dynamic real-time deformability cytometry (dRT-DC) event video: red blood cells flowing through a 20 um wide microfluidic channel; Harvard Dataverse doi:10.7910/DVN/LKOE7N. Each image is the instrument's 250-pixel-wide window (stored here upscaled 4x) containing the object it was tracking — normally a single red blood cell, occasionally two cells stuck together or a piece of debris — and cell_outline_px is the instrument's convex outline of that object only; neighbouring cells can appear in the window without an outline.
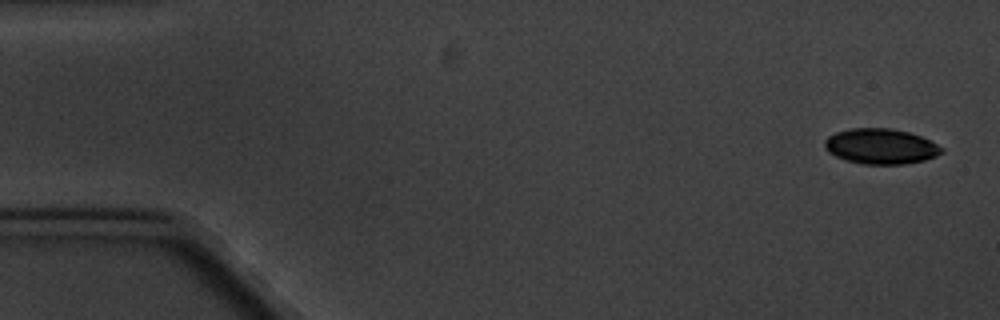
{"species": "common noctule bat (a hibernating species)", "species_latin": "Nyctalus noctula", "temperature_condition": "cold", "stored_images_in_passage": 6, "camera_frame_rate_fps": 3000, "um_per_image_px": 0.085, "animal": {"sex": "male", "body_mass_g": 20.1, "forearm_length_mm": 53.5}, "frame": {"image": 1, "passage_image": 1, "time_ms": 0.0, "image_size_px": [1000, 320], "cell_outline_px": [[944, 152], [936, 156], [924, 160], [904, 164], [864, 164], [844, 160], [828, 152], [824, 148], [824, 140], [828, 136], [836, 132], [852, 128], [892, 128], [908, 132], [932, 140], [944, 148]], "centroid_in_image_um": [74.88, 12.44], "position_along_channel_um": 10.1, "area_um2": 24.33}}
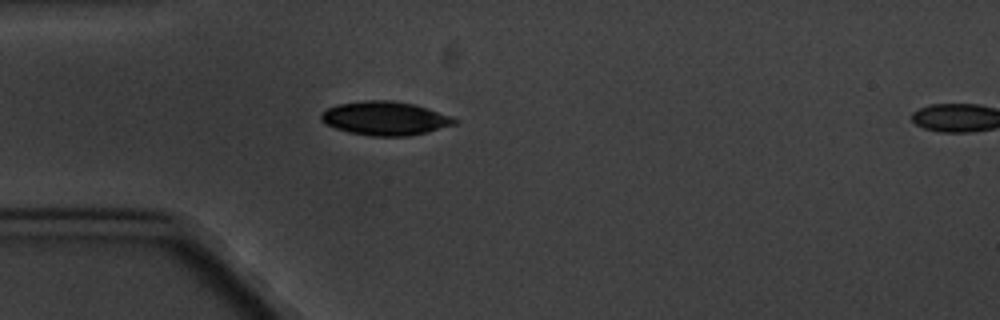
{"frame": {"image": 2, "passage_image": 5, "time_ms": 4.667, "image_size_px": [1000, 320], "cell_outline_px": [[460, 120], [456, 124], [428, 132], [408, 136], [372, 136], [348, 132], [324, 124], [320, 120], [320, 116], [328, 108], [340, 104], [364, 100], [388, 100], [412, 104]], "centroid_in_image_um": [32.7, 10.07], "position_along_channel_um": 52.3, "area_um2": 25.89}}